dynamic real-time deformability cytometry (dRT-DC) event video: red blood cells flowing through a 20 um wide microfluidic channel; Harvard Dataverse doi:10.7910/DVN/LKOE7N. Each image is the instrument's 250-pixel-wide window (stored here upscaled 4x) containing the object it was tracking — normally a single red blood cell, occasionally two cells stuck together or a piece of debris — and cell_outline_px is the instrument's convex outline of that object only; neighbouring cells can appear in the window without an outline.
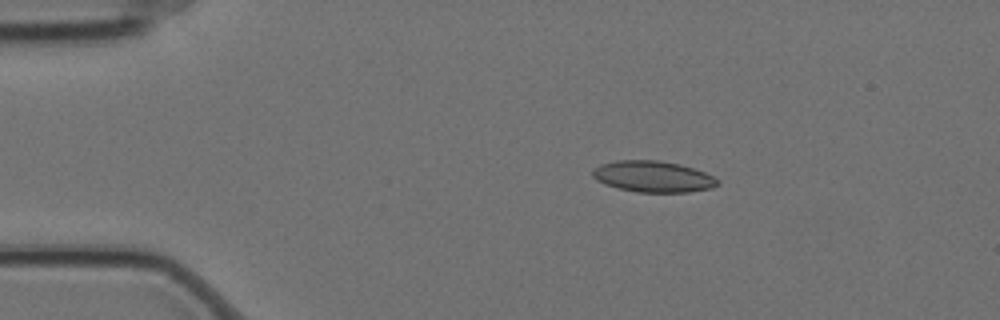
{"species": "Egyptian fruit bat (a non-hibernating species)", "species_latin": "Rousettus aegyptiacus", "temperature_condition": "cold", "stored_images_in_passage": 6, "camera_frame_rate_fps": 3000, "um_per_image_px": 0.085, "animal": {"sex": "female"}, "frame": {"image": 1, "passage_image": 3, "time_ms": 0.667, "image_size_px": [1000, 320], "cell_outline_px": [[720, 184], [712, 188], [688, 192], [636, 192], [604, 184], [596, 180], [592, 176], [592, 168], [600, 164], [616, 160], [660, 160], [680, 164], [704, 172], [712, 176]], "centroid_in_image_um": [55.47, 15.0], "position_along_channel_um": 29.5, "area_um2": 22.77}}
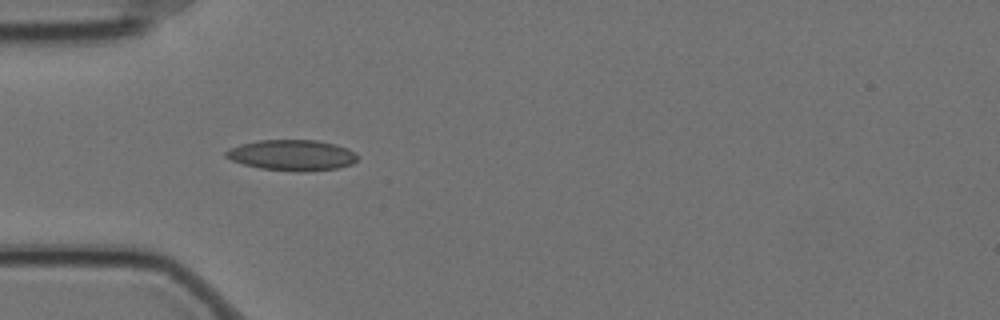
{"frame": {"image": 2, "passage_image": 5, "time_ms": 1.333, "image_size_px": [1000, 320], "cell_outline_px": [[360, 156], [352, 164], [336, 168], [304, 172], [296, 172], [260, 168], [244, 164], [232, 160], [224, 156], [224, 152], [228, 148], [240, 144], [256, 140], [316, 140], [336, 144], [348, 148], [356, 152]], "centroid_in_image_um": [24.83, 13.18], "position_along_channel_um": 60.2, "area_um2": 23.87}}
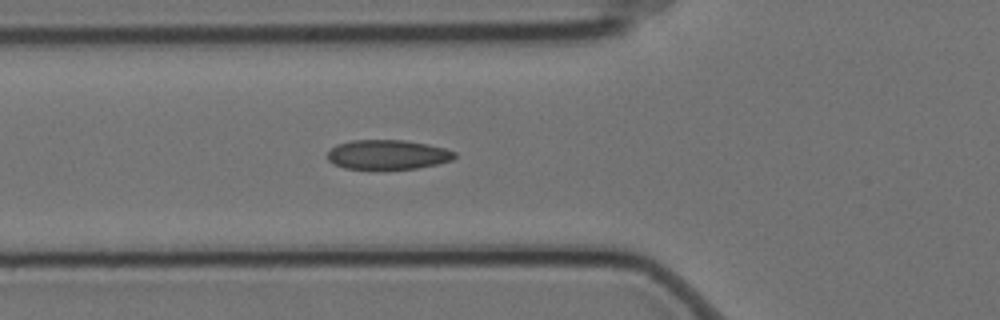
{"frame": {"image": 3, "passage_image": 6, "time_ms": 1.667, "image_size_px": [1000, 320], "cell_outline_px": [[456, 156], [452, 160], [436, 164], [416, 168], [344, 168], [332, 164], [328, 160], [328, 152], [336, 144], [352, 140], [404, 140], [428, 144], [444, 148], [456, 152]], "centroid_in_image_um": [32.94, 13.13], "position_along_channel_um": 92.9, "area_um2": 21.68}}